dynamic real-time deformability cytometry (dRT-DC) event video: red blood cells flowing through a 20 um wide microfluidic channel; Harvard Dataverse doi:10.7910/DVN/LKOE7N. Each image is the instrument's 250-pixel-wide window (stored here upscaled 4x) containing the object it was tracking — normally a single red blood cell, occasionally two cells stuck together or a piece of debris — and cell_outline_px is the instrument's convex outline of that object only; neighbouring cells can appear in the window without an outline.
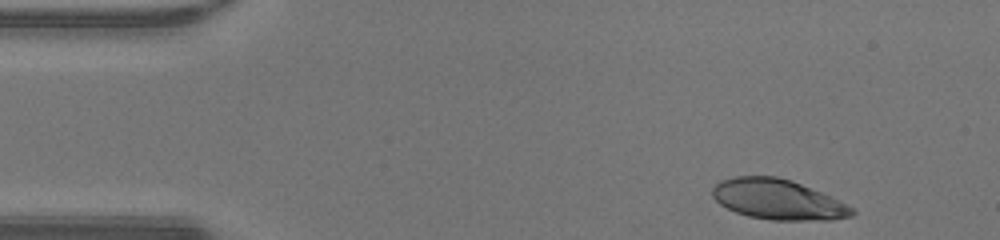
{"species": "human", "species_latin": "Homo sapiens", "temperature_condition": "warm", "stored_images_in_passage": 40, "camera_frame_rate_fps": 3000, "um_per_image_px": 0.085, "donor": {"sex": "male"}, "frame": {"image": 1, "passage_image": 2, "time_ms": 0.333, "image_size_px": [1000, 240], "cell_outline_px": [[856, 212], [852, 216], [832, 220], [772, 220], [748, 216], [736, 212], [720, 204], [712, 196], [712, 188], [720, 180], [732, 176], [776, 176], [792, 180], [820, 192], [852, 208]], "centroid_in_image_um": [66.07, 16.95], "position_along_channel_um": 18.9, "area_um2": 32.48}}
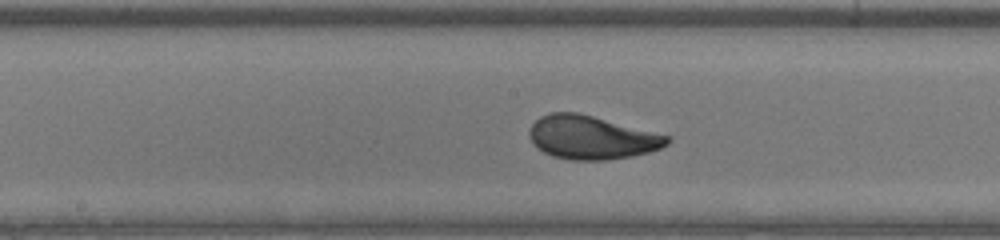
{"frame": {"image": 2, "passage_image": 21, "time_ms": 6.667, "image_size_px": [1000, 240], "cell_outline_px": [[672, 140], [668, 144], [660, 148], [648, 152], [632, 156], [608, 160], [572, 160], [552, 156], [544, 152], [532, 144], [528, 136], [528, 132], [532, 124], [540, 116], [548, 112], [576, 112], [672, 136]], "centroid_in_image_um": [50.27, 11.69], "position_along_channel_um": 197.9, "area_um2": 35.08}}
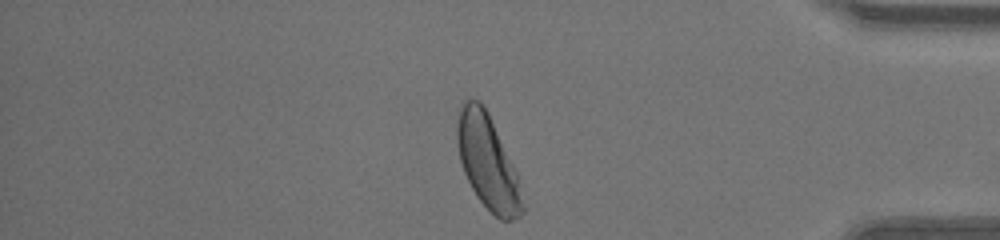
{"frame": {"image": 3, "passage_image": 37, "time_ms": 12.0, "image_size_px": [1000, 240], "cell_outline_px": [[524, 212], [520, 216], [512, 220], [500, 220], [476, 196], [464, 172], [460, 160], [456, 140], [456, 128], [460, 104], [464, 100], [476, 100], [488, 112], [516, 172], [524, 204]], "centroid_in_image_um": [41.44, 13.79], "position_along_channel_um": 393.8, "area_um2": 35.26}, "authors_computed_cell_mechanics": {"area_um2": 34.6511, "velocity_mm_per_s": 4.2968, "shape_relaxation_time_tau1_ms": 2.534, "shape_relaxation_time_tau2_ms": null, "deformation_change_tau1": 0.1555, "deformation_change_tau2": null}}